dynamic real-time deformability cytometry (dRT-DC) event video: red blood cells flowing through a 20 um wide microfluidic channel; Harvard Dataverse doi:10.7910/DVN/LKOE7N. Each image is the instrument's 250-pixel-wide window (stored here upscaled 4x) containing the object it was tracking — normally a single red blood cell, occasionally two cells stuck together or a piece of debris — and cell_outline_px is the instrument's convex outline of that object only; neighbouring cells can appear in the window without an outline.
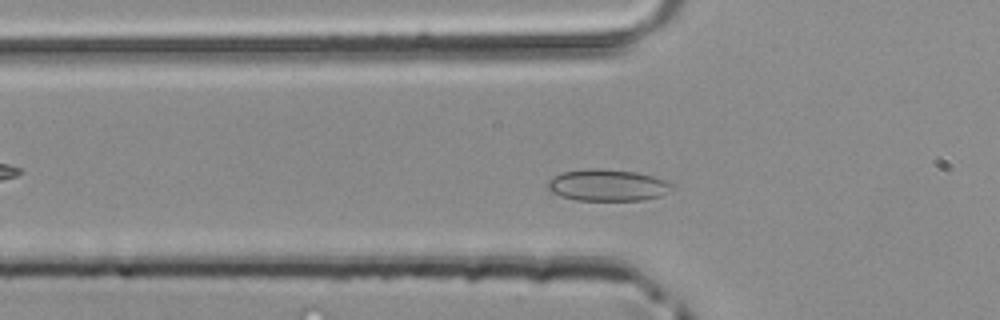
{"species": "common noctule bat (a hibernating species)", "species_latin": "Nyctalus noctula", "temperature_condition": "room temperature", "stored_images_in_passage": 38, "camera_frame_rate_fps": 3000, "um_per_image_px": 0.085, "animal": {"sex": "male", "body_mass_g": 20.4}, "frame": {"image": 1, "passage_image": 7, "time_ms": 2.0, "image_size_px": [1000, 320], "cell_outline_px": [[676, 188], [660, 196], [644, 200], [576, 200], [560, 196], [552, 192], [548, 188], [548, 180], [552, 176], [564, 172], [584, 168], [604, 168], [636, 172], [652, 176], [664, 180], [672, 184]], "centroid_in_image_um": [51.64, 15.73], "position_along_channel_um": 74.2, "area_um2": 23.12}}
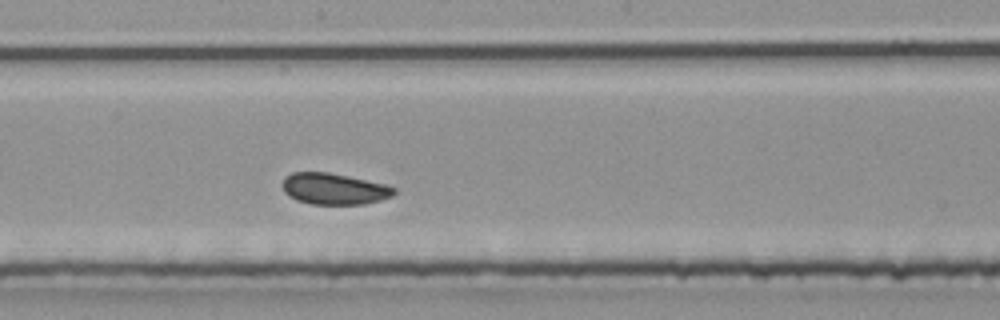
{"frame": {"image": 2, "passage_image": 17, "time_ms": 5.333, "image_size_px": [1000, 320], "cell_outline_px": [[396, 192], [392, 196], [380, 200], [364, 204], [312, 204], [296, 200], [288, 196], [284, 192], [280, 184], [284, 176], [292, 172], [328, 172], [348, 176], [384, 184], [396, 188]], "centroid_in_image_um": [28.34, 16.05], "position_along_channel_um": 219.9, "area_um2": 20.52}}
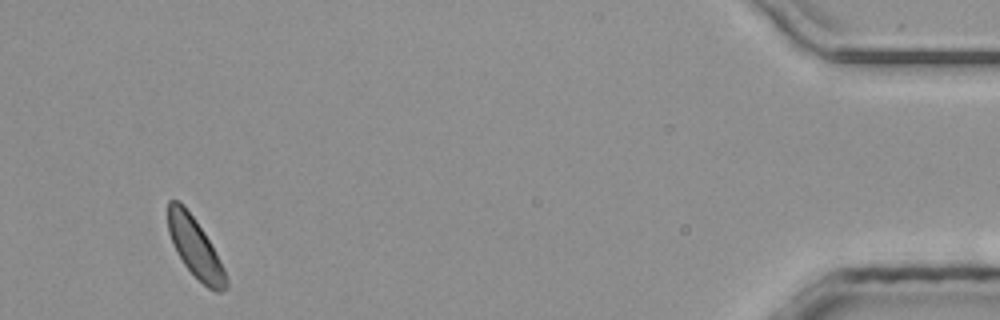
{"frame": {"image": 3, "passage_image": 36, "time_ms": 11.667, "image_size_px": [1000, 320], "cell_outline_px": [[228, 288], [220, 292], [216, 292], [208, 288], [184, 264], [176, 252], [168, 232], [168, 200], [180, 200], [184, 204], [196, 220], [204, 232], [224, 268], [228, 280]], "centroid_in_image_um": [16.58, 21.03], "position_along_channel_um": 418.6, "area_um2": 20.06}}